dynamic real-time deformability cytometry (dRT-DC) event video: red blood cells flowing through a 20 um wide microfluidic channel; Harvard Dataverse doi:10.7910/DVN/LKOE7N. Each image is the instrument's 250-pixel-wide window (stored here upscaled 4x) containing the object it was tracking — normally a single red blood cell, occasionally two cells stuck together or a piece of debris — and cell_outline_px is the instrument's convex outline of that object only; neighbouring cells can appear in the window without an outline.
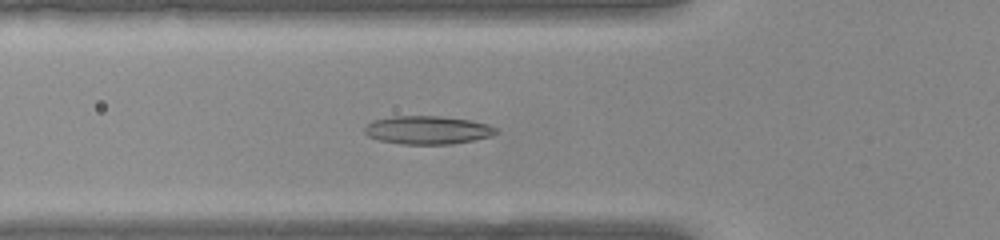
{"species": "common noctule bat (a hibernating species)", "species_latin": "Nyctalus noctula", "temperature_condition": "warm", "stored_images_in_passage": 51, "camera_frame_rate_fps": 3000, "um_per_image_px": 0.085, "animal": {"sex": "female", "body_mass_g": 22.0, "forearm_length_mm": 56.7}, "frame": {"image": 1, "passage_image": 17, "time_ms": 5.333, "image_size_px": [1000, 240], "cell_outline_px": [[496, 132], [492, 136], [452, 144], [400, 144], [380, 140], [368, 136], [364, 132], [364, 128], [372, 120], [392, 116], [440, 116], [468, 120], [488, 124], [496, 128]], "centroid_in_image_um": [36.31, 11.05], "position_along_channel_um": 89.5, "area_um2": 21.56}}
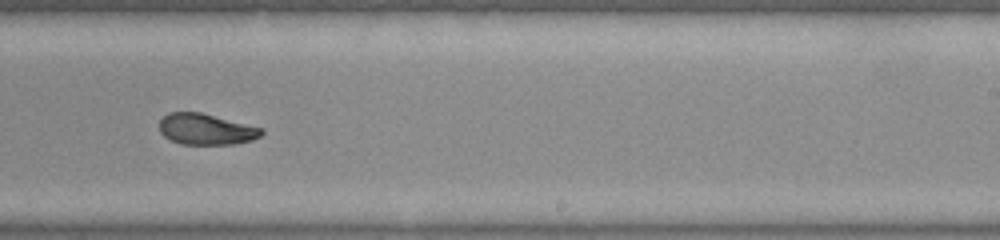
{"frame": {"image": 2, "passage_image": 31, "time_ms": 10.0, "image_size_px": [1000, 240], "cell_outline_px": [[264, 132], [260, 136], [252, 140], [236, 144], [180, 144], [164, 136], [160, 132], [160, 120], [168, 112], [200, 112], [264, 128]], "centroid_in_image_um": [17.53, 10.98], "position_along_channel_um": 271.5, "area_um2": 18.5}}
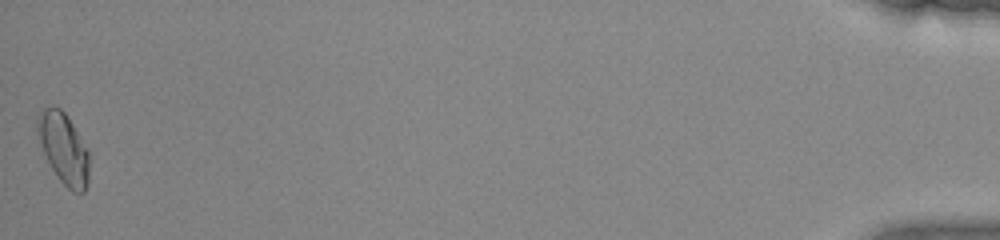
{"frame": {"image": 3, "passage_image": 51, "time_ms": 16.667, "image_size_px": [1000, 240], "cell_outline_px": [[88, 184], [84, 192], [72, 192], [60, 180], [52, 168], [40, 144], [36, 132], [36, 116], [44, 108], [60, 108], [64, 112], [88, 148]], "centroid_in_image_um": [5.4, 12.61], "position_along_channel_um": 429.8, "area_um2": 21.1}, "authors_computed_cell_mechanics": {"area_um2": 19.9988, "velocity_mm_per_s": 3.9003, "shape_relaxation_time_tau1_ms": 7.2399, "shape_relaxation_time_tau2_ms": 2.4937, "deformation_change_tau1": 0.1855, "deformation_change_tau2": 0.074}}